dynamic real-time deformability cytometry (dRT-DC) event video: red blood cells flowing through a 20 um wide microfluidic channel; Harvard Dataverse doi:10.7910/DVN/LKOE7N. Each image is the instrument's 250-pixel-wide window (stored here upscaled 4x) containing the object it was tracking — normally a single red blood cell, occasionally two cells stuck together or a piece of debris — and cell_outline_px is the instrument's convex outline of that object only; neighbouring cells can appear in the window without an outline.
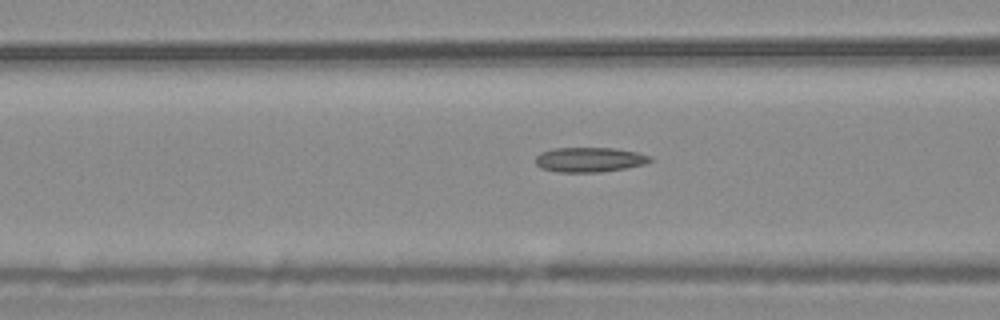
{"species": "common noctule bat (a hibernating species)", "species_latin": "Nyctalus noctula", "temperature_condition": "warm", "stored_images_in_passage": 55, "camera_frame_rate_fps": 3000, "um_per_image_px": 0.085, "animal": {"sex": "male", "body_mass_g": 20.4}, "frame": {"image": 1, "passage_image": 22, "time_ms": 7.0, "image_size_px": [1000, 320], "cell_outline_px": [[652, 160], [644, 164], [624, 168], [600, 172], [560, 172], [540, 168], [536, 164], [536, 156], [540, 152], [552, 148], [616, 148], [636, 152], [652, 156]], "centroid_in_image_um": [50.09, 13.56], "position_along_channel_um": 116.5, "area_um2": 16.53}}
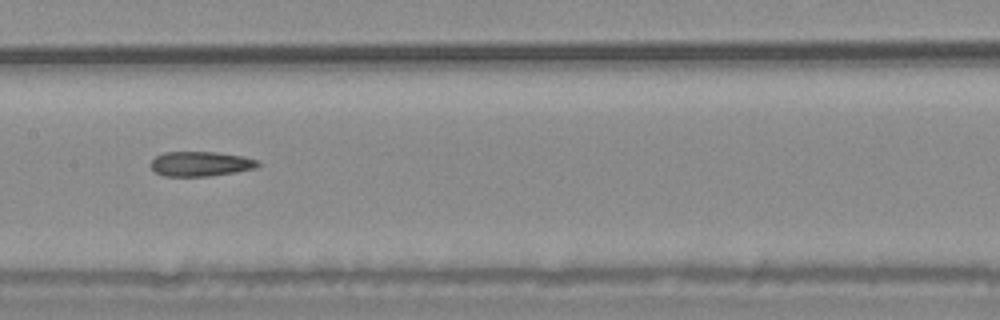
{"frame": {"image": 2, "passage_image": 28, "time_ms": 9.0, "image_size_px": [1000, 320], "cell_outline_px": [[260, 164], [256, 168], [236, 172], [208, 176], [164, 176], [156, 172], [152, 168], [152, 160], [156, 156], [164, 152], [216, 152], [244, 156], [260, 160]], "centroid_in_image_um": [17.1, 13.92], "position_along_channel_um": 190.3, "area_um2": 15.49}}
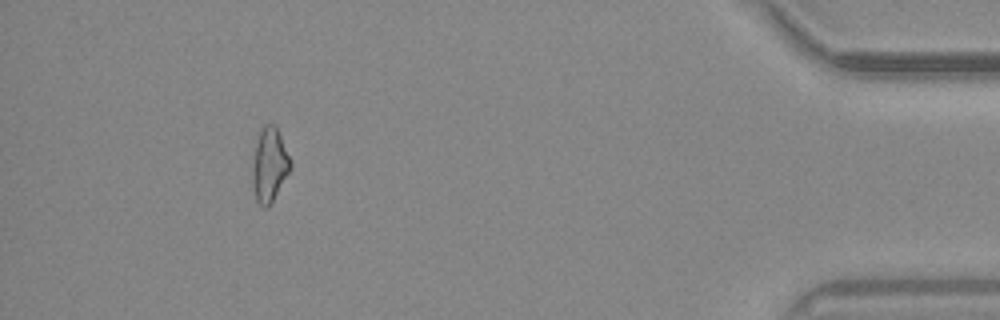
{"frame": {"image": 3, "passage_image": 51, "time_ms": 16.667, "image_size_px": [1000, 320], "cell_outline_px": [[292, 168], [268, 208], [264, 208], [256, 200], [252, 188], [252, 164], [256, 140], [264, 124], [276, 124], [292, 160]], "centroid_in_image_um": [22.91, 14.0], "position_along_channel_um": 412.3, "area_um2": 16.82}, "authors_computed_cell_mechanics": {"area_um2": 16.5308, "velocity_mm_per_s": 3.6893, "shape_relaxation_time_tau1_ms": null, "shape_relaxation_time_tau2_ms": 8.2891, "deformation_change_tau1": null, "deformation_change_tau2": 0.1735}}